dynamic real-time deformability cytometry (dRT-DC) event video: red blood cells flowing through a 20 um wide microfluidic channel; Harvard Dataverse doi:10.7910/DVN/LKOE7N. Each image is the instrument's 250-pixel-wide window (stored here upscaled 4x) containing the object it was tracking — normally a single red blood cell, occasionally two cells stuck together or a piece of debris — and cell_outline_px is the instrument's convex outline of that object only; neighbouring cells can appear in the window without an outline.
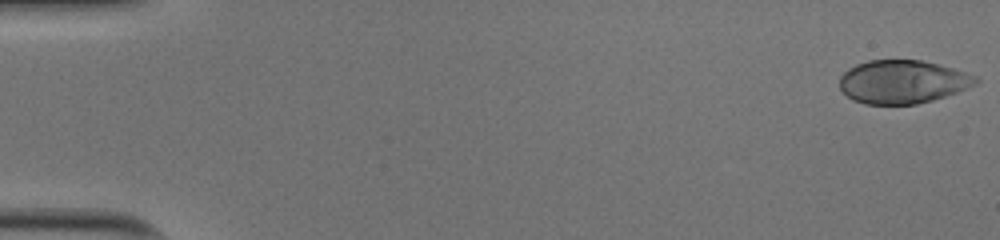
{"species": "human", "species_latin": "Homo sapiens", "temperature_condition": "cold", "stored_images_in_passage": 51, "camera_frame_rate_fps": 3000, "um_per_image_px": 0.085, "donor": {"sex": "male"}, "frame": {"image": 1, "passage_image": 1, "time_ms": 0.0, "image_size_px": [1000, 240], "cell_outline_px": [[980, 80], [976, 84], [956, 92], [932, 100], [916, 104], [864, 104], [852, 100], [840, 88], [840, 76], [848, 68], [856, 64], [868, 60], [920, 60], [952, 68], [976, 76]], "centroid_in_image_um": [76.69, 6.95], "position_along_channel_um": 8.3, "area_um2": 34.16}}
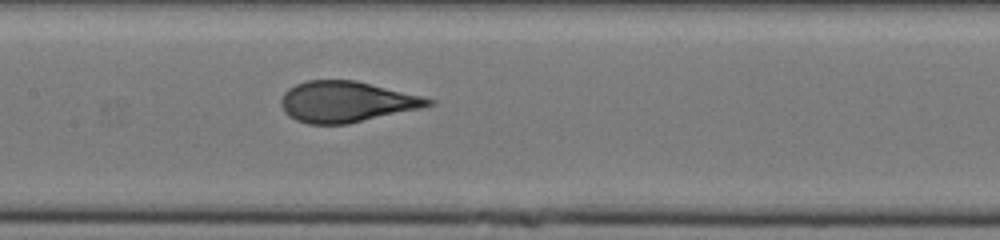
{"frame": {"image": 2, "passage_image": 26, "time_ms": 8.333, "image_size_px": [1000, 240], "cell_outline_px": [[436, 104], [420, 108], [348, 124], [308, 124], [296, 120], [288, 116], [284, 112], [280, 104], [280, 100], [284, 92], [288, 88], [296, 84], [308, 80], [356, 80], [436, 100]], "centroid_in_image_um": [29.4, 8.65], "position_along_channel_um": 178.0, "area_um2": 35.03}}
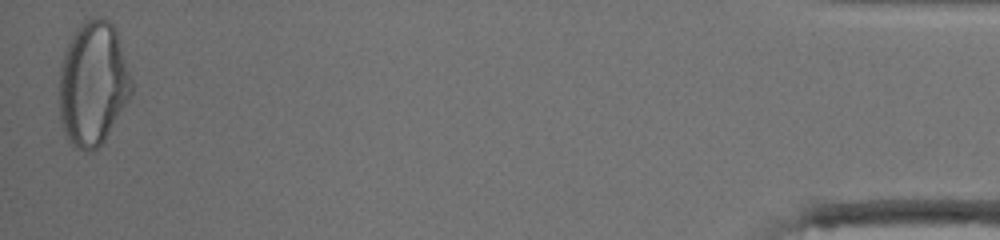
{"frame": {"image": 3, "passage_image": 51, "time_ms": 16.667, "image_size_px": [1000, 240], "cell_outline_px": [[132, 92], [104, 140], [96, 148], [88, 152], [80, 148], [68, 140], [64, 132], [60, 120], [60, 64], [64, 52], [76, 28], [84, 20], [96, 16], [100, 16], [108, 20], [116, 28], [132, 80]], "centroid_in_image_um": [7.9, 7.06], "position_along_channel_um": 427.3, "area_um2": 51.96}, "authors_computed_cell_mechanics": {"area_um2": 35.4314, "velocity_mm_per_s": 4.0169, "shape_relaxation_time_tau1_ms": 8.2135, "shape_relaxation_time_tau2_ms": null, "deformation_change_tau1": 0.2956, "deformation_change_tau2": null}}